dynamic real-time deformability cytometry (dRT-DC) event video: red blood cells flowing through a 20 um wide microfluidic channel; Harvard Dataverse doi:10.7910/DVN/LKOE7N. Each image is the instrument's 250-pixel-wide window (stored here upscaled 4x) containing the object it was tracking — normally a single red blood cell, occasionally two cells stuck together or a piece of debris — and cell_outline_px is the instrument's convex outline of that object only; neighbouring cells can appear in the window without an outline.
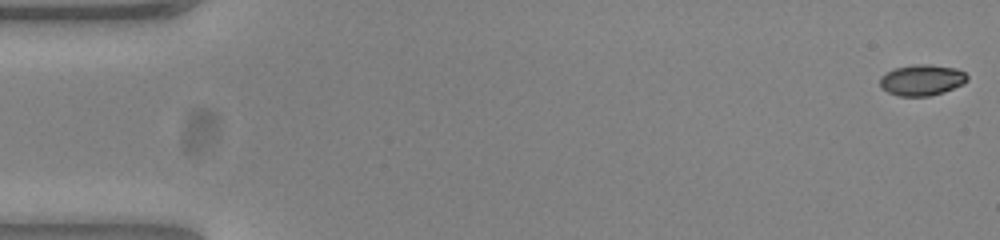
{"species": "common noctule bat (a hibernating species)", "species_latin": "Nyctalus noctula", "temperature_condition": "warm", "stored_images_in_passage": 53, "camera_frame_rate_fps": 3000, "um_per_image_px": 0.085, "animal": {"sex": "female", "body_mass_g": 23.0, "forearm_length_mm": 53.4}, "frame": {"image": 1, "passage_image": 1, "time_ms": 0.0, "image_size_px": [1000, 240], "cell_outline_px": [[968, 80], [964, 84], [944, 92], [928, 96], [900, 96], [888, 92], [880, 88], [880, 76], [896, 68], [912, 64], [928, 64], [956, 68], [964, 72], [968, 76]], "centroid_in_image_um": [78.37, 6.8], "position_along_channel_um": 6.6, "area_um2": 15.84}}
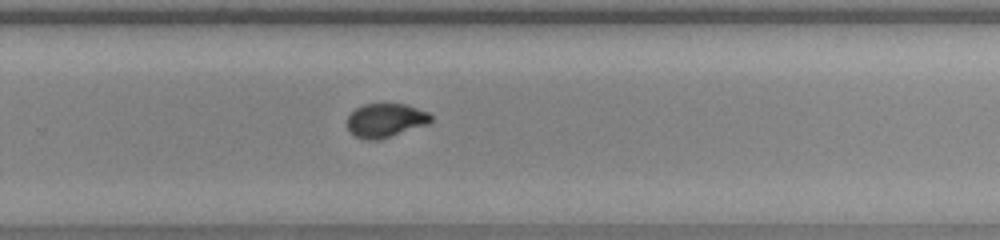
{"frame": {"image": 2, "passage_image": 35, "time_ms": 11.333, "image_size_px": [1000, 240], "cell_outline_px": [[432, 120], [428, 124], [376, 140], [364, 140], [356, 136], [348, 128], [348, 116], [356, 108], [364, 104], [404, 104], [428, 112], [432, 116]], "centroid_in_image_um": [32.77, 10.22], "position_along_channel_um": 297.0, "area_um2": 16.18}}
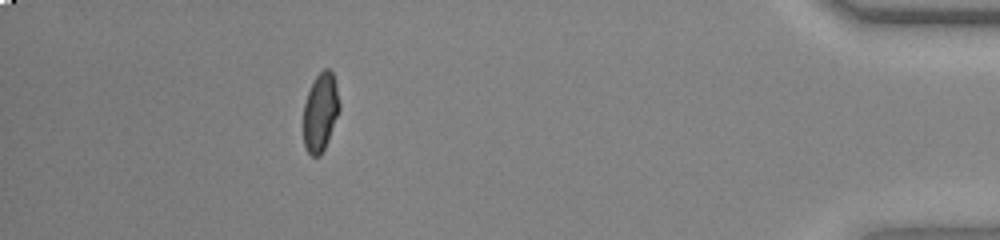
{"frame": {"image": 3, "passage_image": 48, "time_ms": 15.667, "image_size_px": [1000, 240], "cell_outline_px": [[340, 108], [328, 140], [320, 156], [312, 156], [308, 152], [304, 144], [304, 104], [308, 92], [316, 76], [324, 68], [328, 68], [332, 72], [336, 84], [340, 104]], "centroid_in_image_um": [27.24, 9.52], "position_along_channel_um": 408.0, "area_um2": 16.24}, "authors_computed_cell_mechanics": {"area_um2": 16.5308, "velocity_mm_per_s": 3.8719, "shape_relaxation_time_tau1_ms": 3.5255, "shape_relaxation_time_tau2_ms": 0.5574, "deformation_change_tau1": 0.1625, "deformation_change_tau2": 0.0431}}